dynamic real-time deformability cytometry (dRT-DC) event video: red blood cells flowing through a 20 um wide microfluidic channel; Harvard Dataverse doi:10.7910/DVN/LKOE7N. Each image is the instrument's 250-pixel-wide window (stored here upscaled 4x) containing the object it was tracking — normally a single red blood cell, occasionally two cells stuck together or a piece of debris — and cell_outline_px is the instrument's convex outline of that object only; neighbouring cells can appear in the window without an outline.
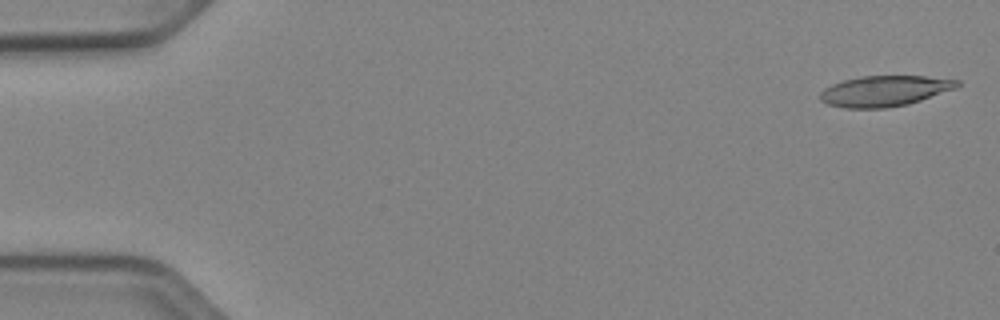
{"species": "Egyptian fruit bat (a non-hibernating species)", "species_latin": "Rousettus aegyptiacus", "temperature_condition": "cold", "stored_images_in_passage": 15, "camera_frame_rate_fps": 3000, "um_per_image_px": 0.085, "animal": {"sex": "female"}, "frame": {"image": 1, "passage_image": 2, "time_ms": 0.333, "image_size_px": [1000, 320], "cell_outline_px": [[960, 84], [956, 88], [908, 104], [884, 108], [844, 108], [828, 104], [820, 100], [820, 92], [824, 88], [832, 84], [844, 80], [864, 76], [924, 76], [960, 80]], "centroid_in_image_um": [75.18, 7.73], "position_along_channel_um": 9.8, "area_um2": 24.33}}
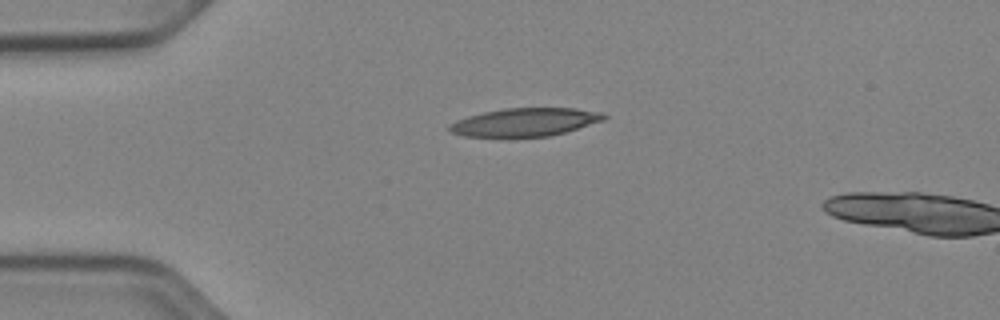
{"frame": {"image": 2, "passage_image": 13, "time_ms": 4.0, "image_size_px": [1000, 320], "cell_outline_px": [[608, 116], [604, 120], [564, 132], [548, 136], [504, 140], [464, 136], [452, 132], [448, 128], [448, 124], [456, 120], [468, 116], [484, 112], [504, 108], [576, 108], [604, 112]], "centroid_in_image_um": [44.57, 10.42], "position_along_channel_um": 40.4, "area_um2": 26.36}}